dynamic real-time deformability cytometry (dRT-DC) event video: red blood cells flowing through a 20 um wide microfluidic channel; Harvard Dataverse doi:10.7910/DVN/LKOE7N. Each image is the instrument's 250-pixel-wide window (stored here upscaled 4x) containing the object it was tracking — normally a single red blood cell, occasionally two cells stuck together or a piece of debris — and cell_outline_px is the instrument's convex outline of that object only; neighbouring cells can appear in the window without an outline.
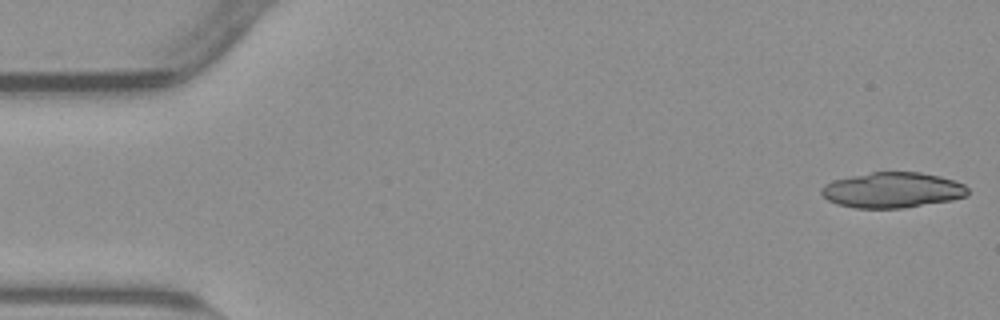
{"species": "common noctule bat (a hibernating species)", "species_latin": "Nyctalus noctula", "temperature_condition": "warm", "stored_images_in_passage": 17, "camera_frame_rate_fps": 3000, "um_per_image_px": 0.085, "animal": {"sex": "male", "body_mass_g": 23.1, "forearm_length_mm": 52.7}, "frame": {"image": 1, "passage_image": 1, "time_ms": 0.0, "image_size_px": [1000, 320], "cell_outline_px": [[968, 192], [964, 196], [952, 200], [904, 208], [856, 208], [836, 204], [828, 200], [820, 192], [820, 188], [824, 184], [832, 180], [872, 172], [920, 172], [940, 176], [964, 184], [968, 188]], "centroid_in_image_um": [75.83, 16.16], "position_along_channel_um": 9.2, "area_um2": 30.29}}